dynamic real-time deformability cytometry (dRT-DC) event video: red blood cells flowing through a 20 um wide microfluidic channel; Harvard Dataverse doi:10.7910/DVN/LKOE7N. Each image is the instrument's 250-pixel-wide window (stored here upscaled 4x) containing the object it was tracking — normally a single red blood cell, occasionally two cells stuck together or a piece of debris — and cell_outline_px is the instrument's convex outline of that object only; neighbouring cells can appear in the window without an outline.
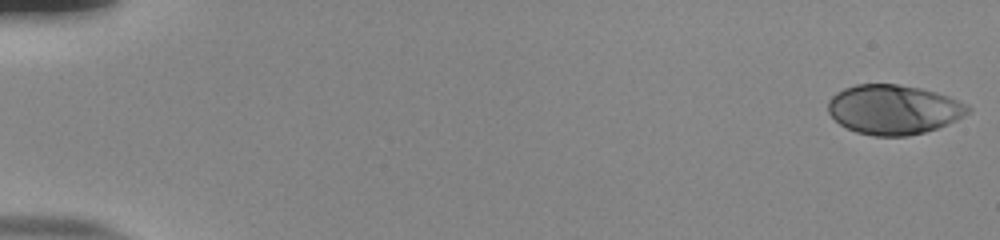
{"species": "human", "species_latin": "Homo sapiens", "temperature_condition": "room temperature", "stored_images_in_passage": 39, "camera_frame_rate_fps": 3000, "um_per_image_px": 0.085, "donor": {"sex": "male"}, "frame": {"image": 1, "passage_image": 1, "time_ms": 0.0, "image_size_px": [1000, 240], "cell_outline_px": [[972, 108], [964, 116], [956, 120], [936, 128], [924, 132], [908, 136], [876, 136], [856, 132], [840, 124], [828, 112], [828, 100], [836, 92], [844, 88], [856, 84], [896, 84], [920, 88], [936, 92], [948, 96], [968, 104]], "centroid_in_image_um": [75.95, 9.3], "position_along_channel_um": 9.0, "area_um2": 40.34}}
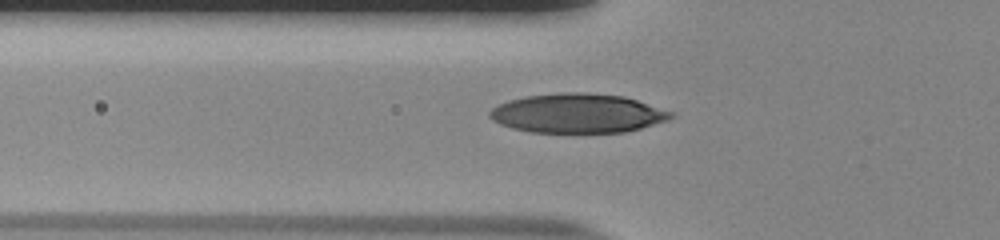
{"frame": {"image": 2, "passage_image": 20, "time_ms": 6.333, "image_size_px": [1000, 240], "cell_outline_px": [[676, 116], [668, 120], [640, 128], [624, 132], [532, 132], [512, 128], [500, 124], [492, 120], [488, 116], [488, 112], [492, 108], [508, 100], [524, 96], [560, 92], [584, 92], [624, 96], [676, 112]], "centroid_in_image_um": [49.11, 9.62], "position_along_channel_um": 76.7, "area_um2": 41.67}}
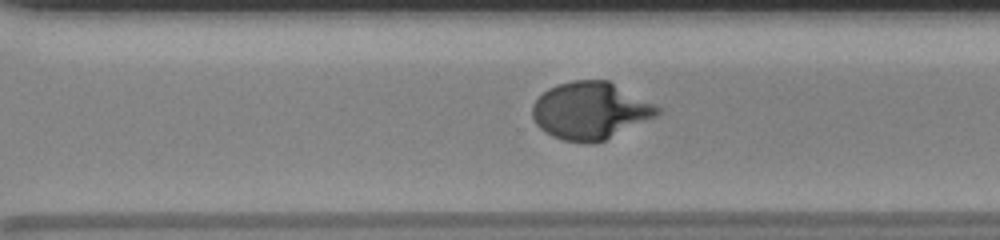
{"frame": {"image": 3, "passage_image": 39, "time_ms": 12.667, "image_size_px": [1000, 240], "cell_outline_px": [[660, 112], [656, 116], [604, 140], [592, 144], [564, 140], [552, 136], [544, 132], [536, 124], [532, 116], [532, 104], [548, 88], [556, 84], [572, 80], [608, 80], [660, 108]], "centroid_in_image_um": [50.12, 9.41], "position_along_channel_um": 320.5, "area_um2": 41.33}}